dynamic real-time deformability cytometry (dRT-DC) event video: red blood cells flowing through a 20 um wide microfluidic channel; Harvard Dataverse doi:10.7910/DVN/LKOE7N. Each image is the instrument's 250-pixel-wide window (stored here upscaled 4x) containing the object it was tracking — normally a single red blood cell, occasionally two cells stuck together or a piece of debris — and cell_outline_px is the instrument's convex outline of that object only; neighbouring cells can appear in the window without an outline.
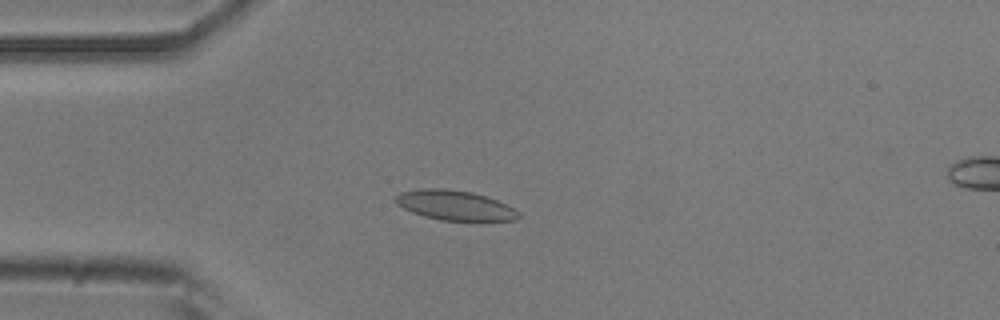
{"species": "common noctule bat (a hibernating species)", "species_latin": "Nyctalus noctula", "temperature_condition": "room temperature", "stored_images_in_passage": 52, "camera_frame_rate_fps": 3000, "um_per_image_px": 0.085, "animal": {"sex": "male", "body_mass_g": 20.5, "forearm_length_mm": 52.5}, "frame": {"image": 1, "passage_image": 13, "time_ms": 4.0, "image_size_px": [1000, 320], "cell_outline_px": [[520, 216], [516, 220], [440, 220], [424, 216], [412, 212], [396, 204], [396, 196], [400, 192], [424, 188], [444, 188], [472, 192], [496, 200], [520, 212]], "centroid_in_image_um": [38.64, 17.44], "position_along_channel_um": 46.4, "area_um2": 21.04}}
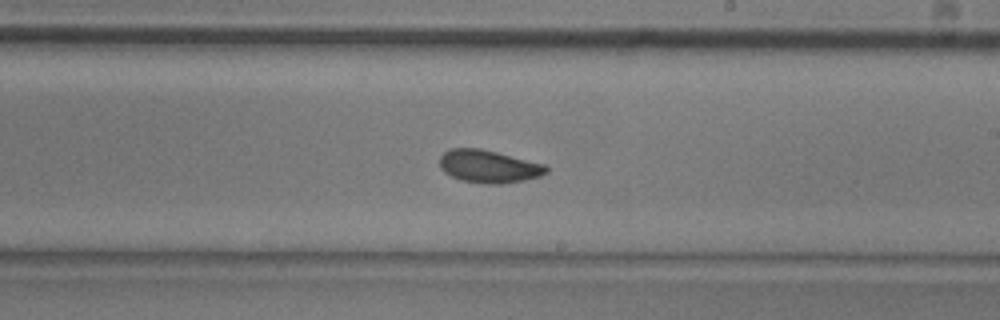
{"frame": {"image": 2, "passage_image": 30, "time_ms": 9.667, "image_size_px": [1000, 320], "cell_outline_px": [[548, 172], [540, 176], [524, 180], [500, 184], [488, 184], [460, 180], [444, 172], [440, 168], [440, 156], [444, 152], [452, 148], [480, 148], [544, 164], [548, 168]], "centroid_in_image_um": [41.52, 14.15], "position_along_channel_um": 247.5, "area_um2": 20.23}}
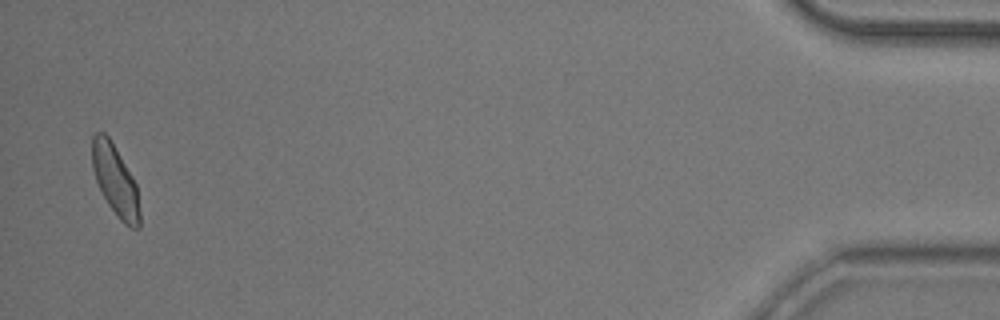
{"frame": {"image": 3, "passage_image": 51, "time_ms": 16.667, "image_size_px": [1000, 320], "cell_outline_px": [[140, 228], [132, 228], [124, 224], [120, 220], [108, 204], [96, 180], [92, 168], [92, 136], [96, 132], [104, 132], [108, 136], [132, 176], [136, 184], [140, 212]], "centroid_in_image_um": [9.8, 15.36], "position_along_channel_um": 425.4, "area_um2": 19.36}, "authors_computed_cell_mechanics": {"area_um2": 20.0855, "velocity_mm_per_s": 3.8084, "shape_relaxation_time_tau1_ms": 3.7653, "shape_relaxation_time_tau2_ms": 1.1551, "deformation_change_tau1": 0.1014, "deformation_change_tau2": 0.0459}}